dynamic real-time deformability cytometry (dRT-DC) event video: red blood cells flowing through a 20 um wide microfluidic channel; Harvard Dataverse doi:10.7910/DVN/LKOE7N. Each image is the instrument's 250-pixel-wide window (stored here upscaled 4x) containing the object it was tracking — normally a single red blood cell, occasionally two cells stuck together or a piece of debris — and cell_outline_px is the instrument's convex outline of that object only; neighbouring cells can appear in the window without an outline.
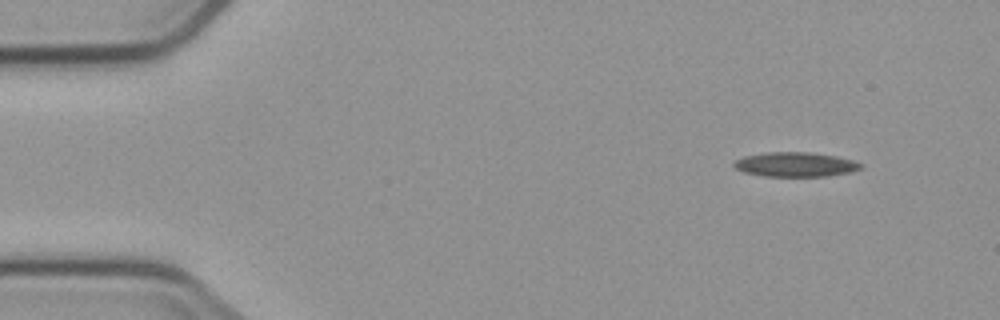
{"species": "common noctule bat (a hibernating species)", "species_latin": "Nyctalus noctula", "temperature_condition": "cold", "stored_images_in_passage": 2, "camera_frame_rate_fps": 3000, "um_per_image_px": 0.085, "animal": {"sex": "male", "body_mass_g": 23.1, "forearm_length_mm": 52.7}, "frame": {"image": 1, "passage_image": 1, "time_ms": 0.0, "image_size_px": [1000, 320], "cell_outline_px": [[864, 164], [860, 168], [852, 172], [828, 176], [764, 176], [744, 172], [736, 168], [732, 164], [736, 160], [744, 156], [768, 152], [808, 152], [836, 156], [852, 160]], "centroid_in_image_um": [67.62, 13.98], "position_along_channel_um": 17.4, "area_um2": 18.03}}
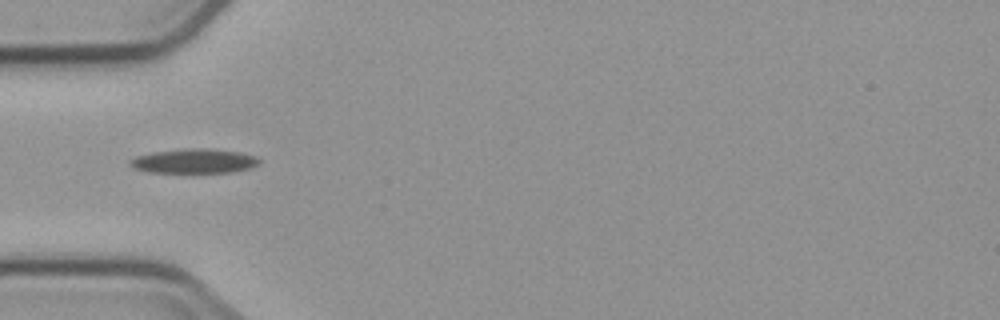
{"frame": {"image": 2, "passage_image": 2, "time_ms": 4.0, "image_size_px": [1000, 320], "cell_outline_px": [[260, 160], [256, 164], [248, 168], [232, 172], [184, 176], [148, 172], [136, 168], [128, 164], [128, 160], [136, 156], [156, 152], [184, 148], [204, 148], [240, 152], [256, 156]], "centroid_in_image_um": [16.44, 13.75], "position_along_channel_um": 68.6, "area_um2": 19.36}}